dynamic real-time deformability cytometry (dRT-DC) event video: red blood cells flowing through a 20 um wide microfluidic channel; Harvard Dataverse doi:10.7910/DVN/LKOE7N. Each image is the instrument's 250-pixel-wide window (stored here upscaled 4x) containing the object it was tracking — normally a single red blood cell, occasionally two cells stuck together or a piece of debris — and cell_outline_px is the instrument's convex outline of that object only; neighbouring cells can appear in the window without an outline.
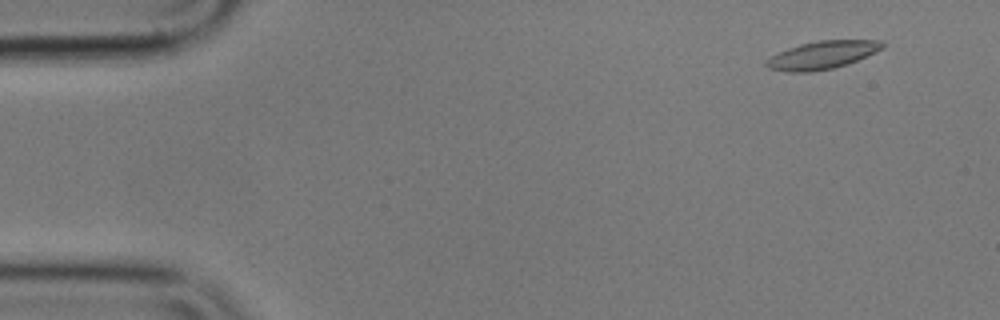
{"species": "common noctule bat (a hibernating species)", "species_latin": "Nyctalus noctula", "temperature_condition": "cold", "stored_images_in_passage": 11, "camera_frame_rate_fps": 3000, "um_per_image_px": 0.085, "animal": {"sex": "male", "body_mass_g": 17.9}, "frame": {"image": 1, "passage_image": 5, "time_ms": 1.333, "image_size_px": [1000, 320], "cell_outline_px": [[884, 48], [876, 52], [856, 60], [832, 68], [812, 72], [788, 72], [768, 68], [764, 64], [764, 60], [788, 48], [800, 44], [820, 40], [884, 40]], "centroid_in_image_um": [69.88, 4.67], "position_along_channel_um": 15.1, "area_um2": 18.79}}